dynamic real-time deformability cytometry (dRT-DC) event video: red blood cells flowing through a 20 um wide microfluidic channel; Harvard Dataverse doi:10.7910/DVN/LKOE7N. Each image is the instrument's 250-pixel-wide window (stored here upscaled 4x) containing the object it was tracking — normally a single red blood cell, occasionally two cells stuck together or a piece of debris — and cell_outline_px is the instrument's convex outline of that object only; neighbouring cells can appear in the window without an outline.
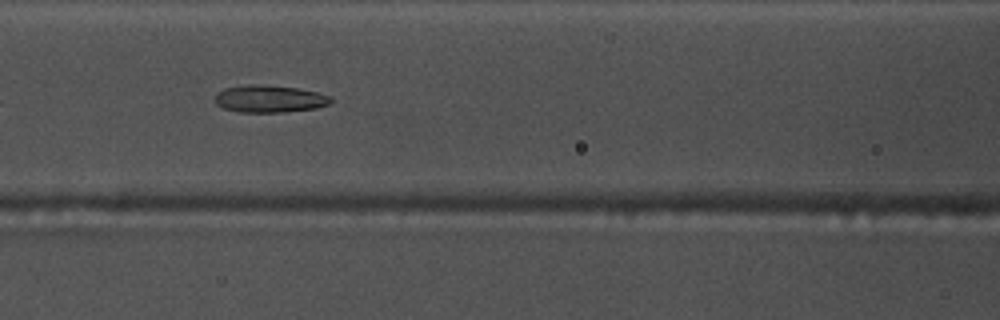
{"species": "common noctule bat (a hibernating species)", "species_latin": "Nyctalus noctula", "temperature_condition": "warm", "stored_images_in_passage": 41, "camera_frame_rate_fps": 3000, "um_per_image_px": 0.085, "animal": {"sex": "male", "body_mass_g": 17.5, "forearm_length_mm": 52.3}, "frame": {"image": 1, "passage_image": 10, "time_ms": 3.0, "image_size_px": [1000, 320], "cell_outline_px": [[332, 100], [328, 104], [316, 108], [284, 112], [240, 112], [224, 108], [216, 104], [216, 96], [224, 88], [248, 84], [252, 84], [296, 88], [316, 92], [332, 96]], "centroid_in_image_um": [22.92, 8.4], "position_along_channel_um": 143.7, "area_um2": 18.15}}
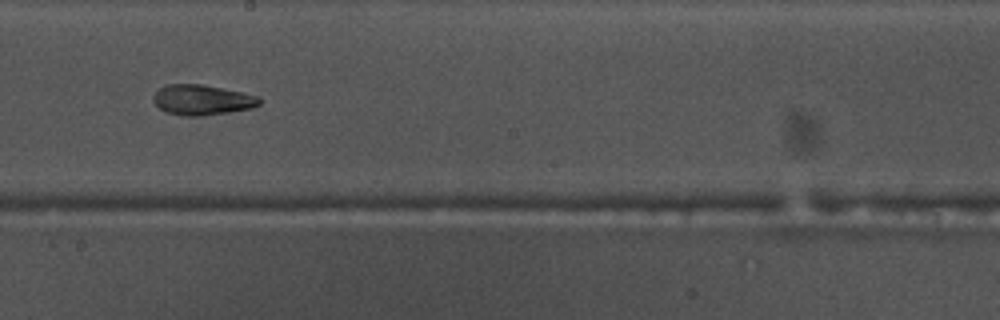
{"frame": {"image": 2, "passage_image": 17, "time_ms": 5.333, "image_size_px": [1000, 320], "cell_outline_px": [[260, 104], [252, 108], [228, 112], [200, 116], [184, 116], [164, 112], [152, 100], [152, 96], [164, 84], [200, 84], [240, 92], [256, 96], [260, 100]], "centroid_in_image_um": [17.12, 8.5], "position_along_channel_um": 231.1, "area_um2": 18.55}}
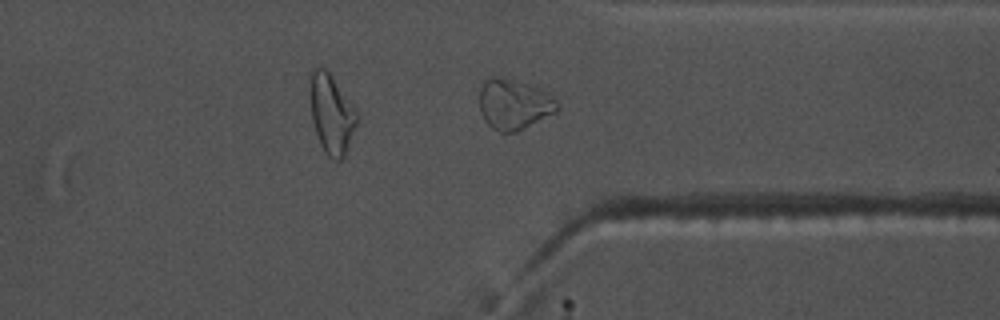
{"frame": {"image": 3, "passage_image": 28, "time_ms": 9.0, "image_size_px": [1000, 320], "cell_outline_px": [[560, 108], [556, 112], [516, 132], [500, 132], [492, 128], [484, 120], [480, 112], [480, 88], [484, 80], [488, 76], [492, 76], [516, 80], [540, 88], [556, 100]], "centroid_in_image_um": [43.67, 8.85], "position_along_channel_um": 367.7, "area_um2": 22.89}, "authors_computed_cell_mechanics": {"area_um2": 18.5538, "velocity_mm_per_s": 3.7674, "shape_relaxation_time_tau1_ms": null, "shape_relaxation_time_tau2_ms": 3.3162, "deformation_change_tau1": null, "deformation_change_tau2": 0.0977}}